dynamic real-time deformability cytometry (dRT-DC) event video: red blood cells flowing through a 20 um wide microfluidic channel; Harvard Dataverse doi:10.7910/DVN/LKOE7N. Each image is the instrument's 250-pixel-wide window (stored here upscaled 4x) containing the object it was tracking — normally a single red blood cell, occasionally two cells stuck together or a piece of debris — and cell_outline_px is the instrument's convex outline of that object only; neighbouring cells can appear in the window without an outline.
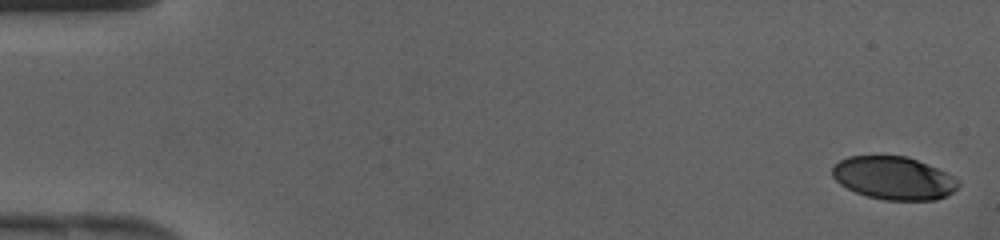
{"species": "human", "species_latin": "Homo sapiens", "temperature_condition": "cold", "stored_images_in_passage": 42, "camera_frame_rate_fps": 3000, "um_per_image_px": 0.085, "donor": {"sex": "female"}, "frame": {"image": 1, "passage_image": 1, "time_ms": 0.0, "image_size_px": [1000, 240], "cell_outline_px": [[960, 184], [952, 192], [936, 200], [884, 200], [868, 196], [856, 192], [840, 184], [832, 176], [832, 168], [840, 160], [848, 156], [908, 156], [936, 168], [952, 176]], "centroid_in_image_um": [75.94, 15.13], "position_along_channel_um": 9.1, "area_um2": 31.21}}
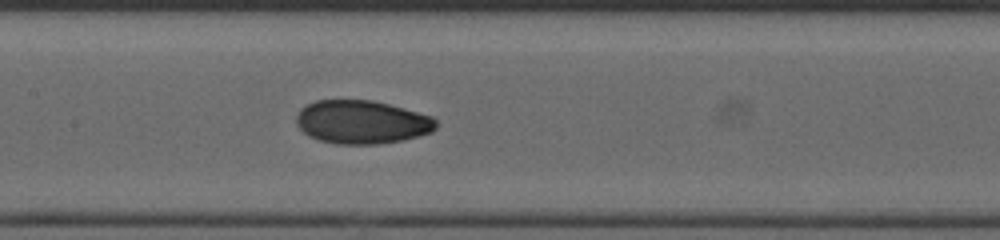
{"frame": {"image": 2, "passage_image": 21, "time_ms": 6.667, "image_size_px": [1000, 240], "cell_outline_px": [[436, 128], [432, 132], [420, 136], [400, 140], [376, 144], [336, 144], [320, 140], [308, 136], [296, 124], [296, 116], [300, 108], [316, 100], [372, 100], [388, 104], [432, 116], [436, 120]], "centroid_in_image_um": [30.74, 10.37], "position_along_channel_um": 176.7, "area_um2": 35.32}}
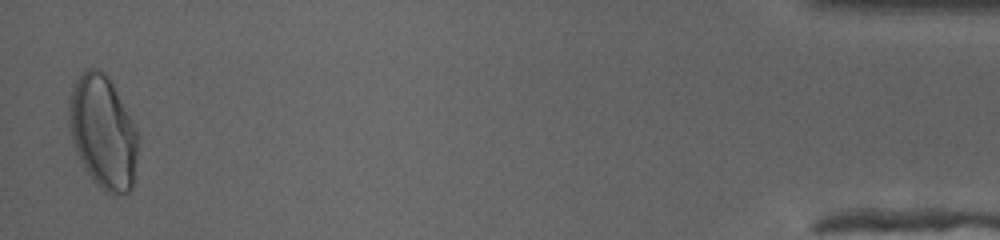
{"frame": {"image": 3, "passage_image": 42, "time_ms": 13.667, "image_size_px": [1000, 240], "cell_outline_px": [[136, 156], [132, 188], [128, 192], [112, 196], [104, 192], [92, 180], [80, 160], [76, 152], [68, 132], [68, 100], [72, 84], [80, 72], [84, 68], [96, 68], [104, 72], [108, 76], [136, 128]], "centroid_in_image_um": [8.69, 11.21], "position_along_channel_um": 426.5, "area_um2": 45.78}}